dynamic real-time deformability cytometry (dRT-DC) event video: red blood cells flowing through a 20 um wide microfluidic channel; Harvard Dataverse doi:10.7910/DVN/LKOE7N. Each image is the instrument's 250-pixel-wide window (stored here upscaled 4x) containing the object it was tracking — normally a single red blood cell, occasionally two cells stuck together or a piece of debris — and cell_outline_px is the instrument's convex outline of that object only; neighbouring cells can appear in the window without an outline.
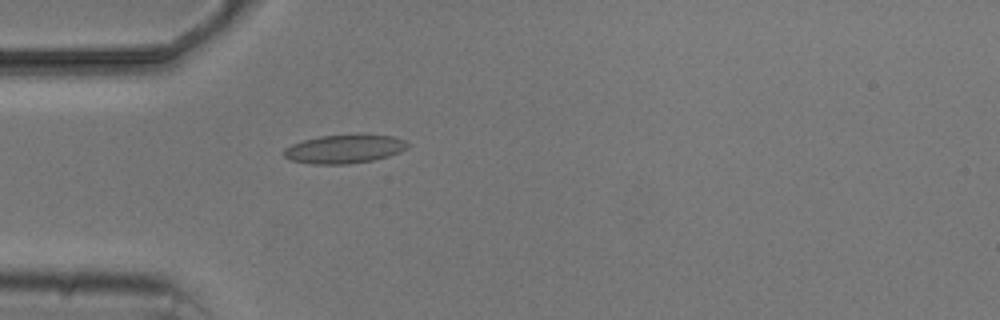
{"species": "common noctule bat (a hibernating species)", "species_latin": "Nyctalus noctula", "temperature_condition": "cold", "stored_images_in_passage": 5, "camera_frame_rate_fps": 3000, "um_per_image_px": 0.085, "animal": {"sex": "male", "body_mass_g": 20.5, "forearm_length_mm": 52.5}, "frame": {"image": 1, "passage_image": 5, "time_ms": 4.667, "image_size_px": [1000, 320], "cell_outline_px": [[412, 144], [408, 148], [400, 152], [388, 156], [372, 160], [348, 164], [312, 164], [288, 160], [280, 152], [284, 148], [292, 144], [304, 140], [320, 136], [392, 136], [404, 140]], "centroid_in_image_um": [29.23, 12.69], "position_along_channel_um": 55.8, "area_um2": 20.4}}